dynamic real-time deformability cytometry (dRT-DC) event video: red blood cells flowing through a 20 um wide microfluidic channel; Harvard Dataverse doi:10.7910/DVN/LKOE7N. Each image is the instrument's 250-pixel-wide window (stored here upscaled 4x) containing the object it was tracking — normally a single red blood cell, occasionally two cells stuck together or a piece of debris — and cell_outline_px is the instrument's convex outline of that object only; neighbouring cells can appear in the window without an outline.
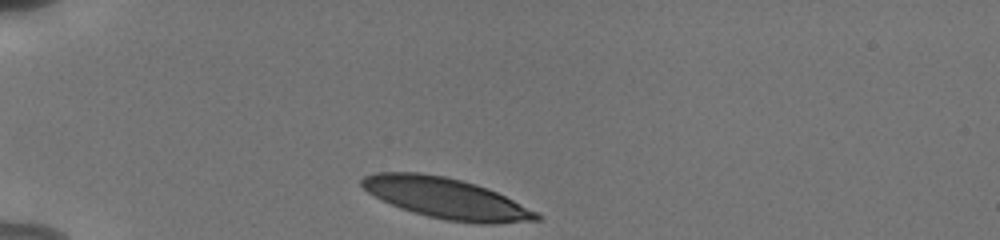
{"species": "human", "species_latin": "Homo sapiens", "temperature_condition": "cold", "stored_images_in_passage": 33, "camera_frame_rate_fps": 3000, "um_per_image_px": 0.085, "donor": {"sex": "male"}, "frame": {"image": 1, "passage_image": 1, "time_ms": 0.0, "image_size_px": [1000, 240], "cell_outline_px": [[544, 216], [540, 220], [492, 224], [484, 224], [448, 220], [428, 216], [412, 212], [400, 208], [380, 200], [368, 192], [360, 184], [360, 180], [364, 176], [376, 172], [420, 172], [444, 176], [476, 184], [488, 188]], "centroid_in_image_um": [37.89, 16.85], "position_along_channel_um": 47.1, "area_um2": 41.21}}
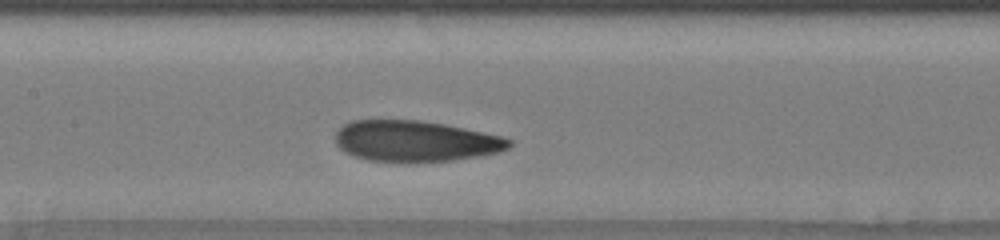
{"frame": {"image": 2, "passage_image": 14, "time_ms": 4.333, "image_size_px": [1000, 240], "cell_outline_px": [[512, 144], [508, 148], [500, 152], [480, 156], [452, 160], [412, 164], [368, 160], [344, 152], [336, 144], [336, 132], [344, 124], [352, 120], [420, 120], [444, 124], [504, 136], [512, 140]], "centroid_in_image_um": [35.33, 12.02], "position_along_channel_um": 172.1, "area_um2": 42.14}}
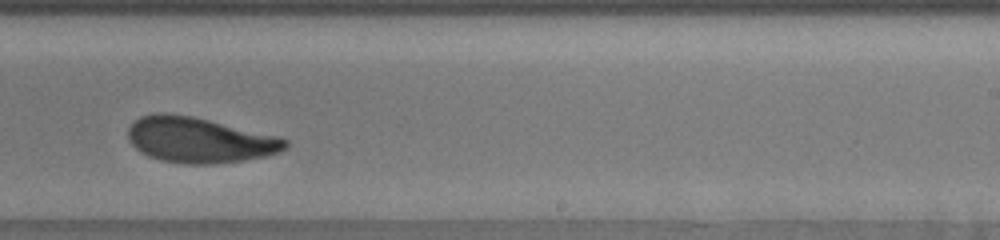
{"frame": {"image": 3, "passage_image": 22, "time_ms": 7.0, "image_size_px": [1000, 240], "cell_outline_px": [[288, 148], [280, 152], [264, 156], [244, 160], [212, 164], [180, 164], [160, 160], [148, 156], [140, 152], [128, 140], [128, 128], [140, 116], [156, 112], [164, 112], [192, 116], [280, 136], [288, 140]], "centroid_in_image_um": [16.95, 11.9], "position_along_channel_um": 272.1, "area_um2": 41.96}, "authors_computed_cell_mechanics": {"area_um2": 41.9628, "velocity_mm_per_s": 3.767, "shape_relaxation_time_tau1_ms": 3.5333, "shape_relaxation_time_tau2_ms": 1.1837, "deformation_change_tau1": 0.1622, "deformation_change_tau2": 0.0745}}